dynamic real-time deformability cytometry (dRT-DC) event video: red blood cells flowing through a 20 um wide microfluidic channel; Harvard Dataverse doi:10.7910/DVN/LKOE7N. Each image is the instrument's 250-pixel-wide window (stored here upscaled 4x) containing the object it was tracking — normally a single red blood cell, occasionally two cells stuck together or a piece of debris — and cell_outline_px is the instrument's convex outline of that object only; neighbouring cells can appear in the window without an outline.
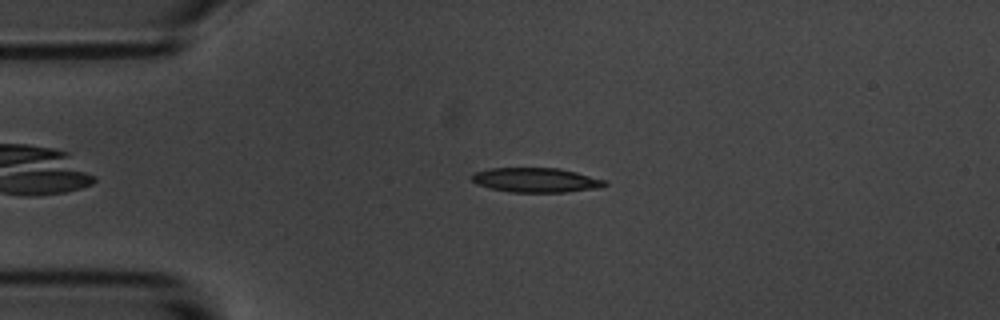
{"species": "common noctule bat (a hibernating species)", "species_latin": "Nyctalus noctula", "temperature_condition": "room temperature", "stored_images_in_passage": 45, "camera_frame_rate_fps": 3000, "um_per_image_px": 0.085, "animal": {"sex": "male", "body_mass_g": 20.1, "forearm_length_mm": 53.5}, "frame": {"image": 1, "passage_image": 2, "time_ms": 0.333, "image_size_px": [1000, 320], "cell_outline_px": [[608, 184], [600, 188], [564, 192], [512, 192], [488, 188], [476, 184], [468, 176], [472, 172], [488, 168], [560, 168], [576, 172], [604, 180]], "centroid_in_image_um": [45.48, 15.3], "position_along_channel_um": 39.5, "area_um2": 19.19}}
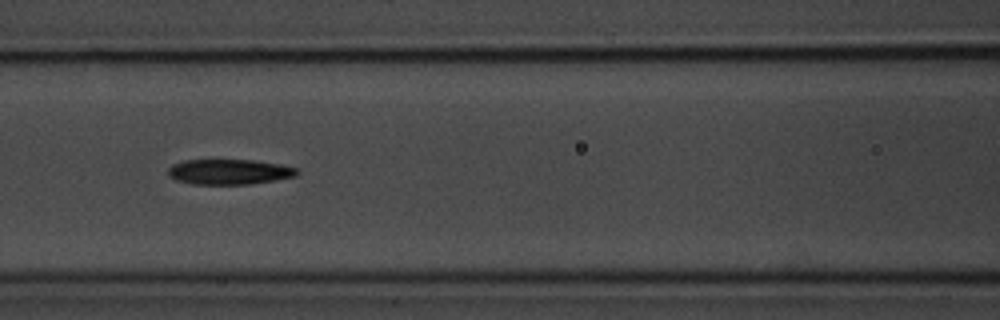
{"frame": {"image": 2, "passage_image": 13, "time_ms": 4.0, "image_size_px": [1000, 320], "cell_outline_px": [[300, 172], [296, 176], [248, 184], [192, 184], [176, 180], [168, 176], [168, 168], [172, 164], [184, 160], [252, 160], [280, 164], [300, 168]], "centroid_in_image_um": [19.48, 14.6], "position_along_channel_um": 147.1, "area_um2": 19.02}}
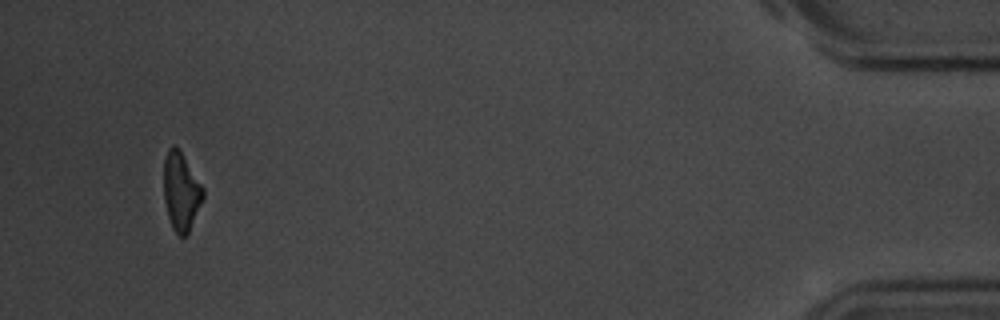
{"frame": {"image": 3, "passage_image": 42, "time_ms": 13.667, "image_size_px": [1000, 320], "cell_outline_px": [[204, 196], [188, 232], [184, 236], [180, 236], [172, 228], [168, 216], [164, 200], [164, 160], [168, 148], [172, 144], [176, 144], [204, 188]], "centroid_in_image_um": [15.38, 16.23], "position_along_channel_um": 419.8, "area_um2": 17.74}, "authors_computed_cell_mechanics": {"area_um2": 19.1896, "velocity_mm_per_s": 3.6252, "shape_relaxation_time_tau1_ms": 4.7329, "shape_relaxation_time_tau2_ms": null, "deformation_change_tau1": 0.1635, "deformation_change_tau2": null}}